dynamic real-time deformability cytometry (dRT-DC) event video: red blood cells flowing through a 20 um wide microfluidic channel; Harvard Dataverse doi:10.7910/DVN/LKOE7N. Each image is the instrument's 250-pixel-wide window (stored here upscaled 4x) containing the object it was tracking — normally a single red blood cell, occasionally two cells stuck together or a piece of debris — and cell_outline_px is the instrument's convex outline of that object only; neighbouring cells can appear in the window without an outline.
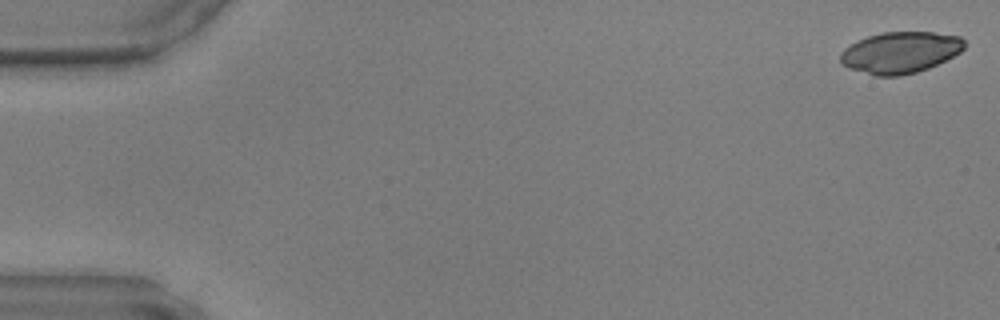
{"species": "common noctule bat (a hibernating species)", "species_latin": "Nyctalus noctula", "temperature_condition": "warm", "stored_images_in_passage": 35, "camera_frame_rate_fps": 3000, "um_per_image_px": 0.085, "animal": {"sex": "male", "body_mass_g": 17.9, "forearm_length_mm": 54.2}, "frame": {"image": 1, "passage_image": 1, "time_ms": 0.0, "image_size_px": [1000, 320], "cell_outline_px": [[964, 48], [960, 52], [928, 68], [916, 72], [900, 76], [876, 76], [848, 68], [840, 64], [840, 52], [844, 48], [856, 40], [880, 32], [932, 32], [960, 36], [964, 40]], "centroid_in_image_um": [76.47, 4.45], "position_along_channel_um": 8.5, "area_um2": 30.0}}